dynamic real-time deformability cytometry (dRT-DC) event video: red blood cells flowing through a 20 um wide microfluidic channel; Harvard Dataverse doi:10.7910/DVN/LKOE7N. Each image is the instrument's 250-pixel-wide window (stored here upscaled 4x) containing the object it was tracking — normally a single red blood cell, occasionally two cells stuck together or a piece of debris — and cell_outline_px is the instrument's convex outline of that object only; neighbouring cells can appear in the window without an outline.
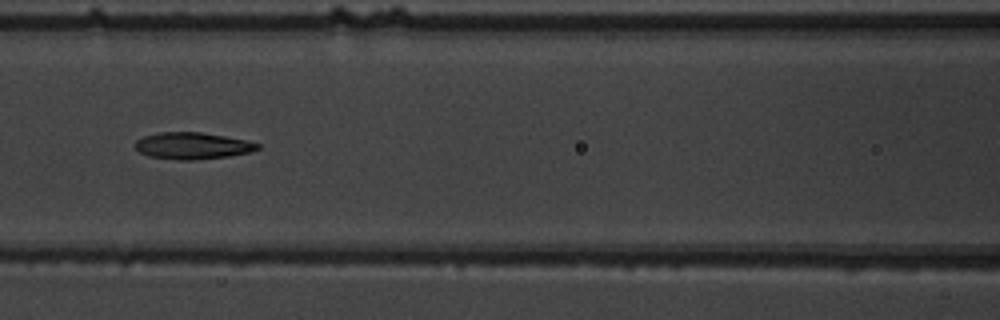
{"species": "common noctule bat (a hibernating species)", "species_latin": "Nyctalus noctula", "temperature_condition": "warm", "stored_images_in_passage": 9, "camera_frame_rate_fps": 3000, "um_per_image_px": 0.085, "animal": {"sex": "male", "body_mass_g": 19.5, "forearm_length_mm": 54.6}, "frame": {"image": 1, "passage_image": 6, "time_ms": 6.0, "image_size_px": [1000, 320], "cell_outline_px": [[260, 148], [252, 152], [228, 156], [192, 160], [180, 160], [148, 156], [140, 152], [136, 148], [136, 140], [144, 136], [156, 132], [200, 132], [224, 136], [244, 140], [260, 144]], "centroid_in_image_um": [16.35, 12.39], "position_along_channel_um": 150.2, "area_um2": 18.96}}
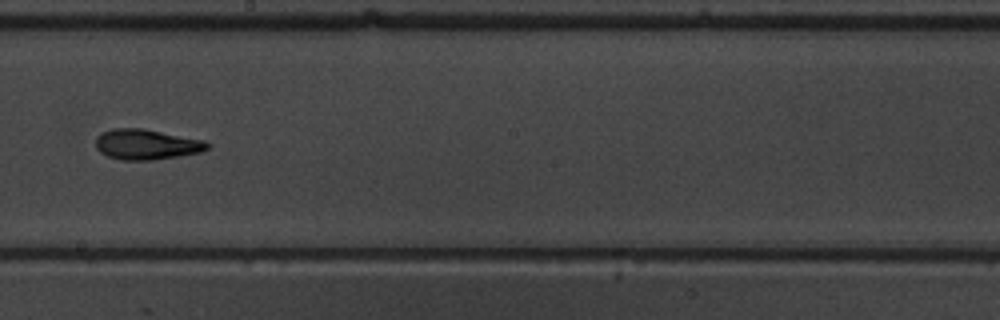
{"frame": {"image": 2, "passage_image": 8, "time_ms": 8.333, "image_size_px": [1000, 320], "cell_outline_px": [[212, 144], [208, 148], [200, 152], [180, 156], [152, 160], [120, 160], [108, 156], [100, 152], [96, 148], [96, 136], [100, 132], [112, 128], [144, 128], [204, 140]], "centroid_in_image_um": [12.44, 12.27], "position_along_channel_um": 235.8, "area_um2": 20.0}}
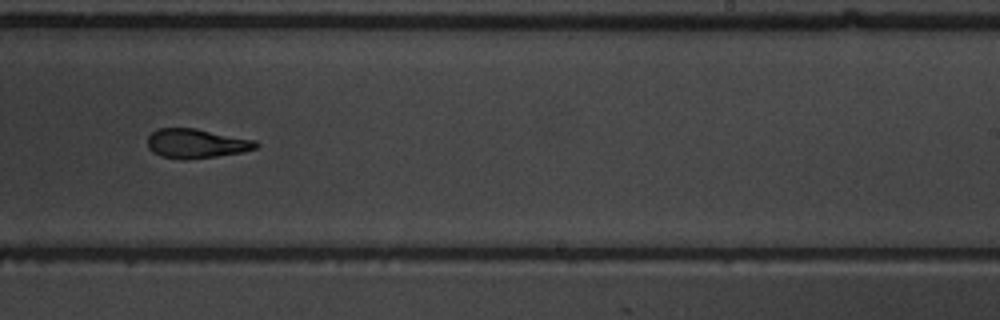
{"frame": {"image": 3, "passage_image": 9, "time_ms": 9.333, "image_size_px": [1000, 320], "cell_outline_px": [[260, 144], [256, 148], [240, 152], [216, 156], [160, 156], [152, 152], [148, 148], [148, 136], [156, 128], [196, 128], [256, 140]], "centroid_in_image_um": [16.7, 12.13], "position_along_channel_um": 272.3, "area_um2": 17.8}}